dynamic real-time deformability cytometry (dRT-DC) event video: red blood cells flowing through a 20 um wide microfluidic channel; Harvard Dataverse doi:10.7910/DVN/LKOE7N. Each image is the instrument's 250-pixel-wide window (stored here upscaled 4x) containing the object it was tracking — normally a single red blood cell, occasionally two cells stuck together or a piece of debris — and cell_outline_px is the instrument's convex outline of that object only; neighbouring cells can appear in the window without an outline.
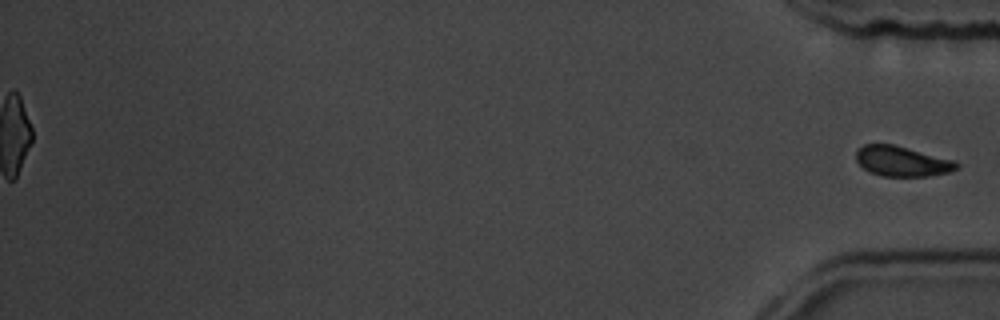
{"species": "common noctule bat (a hibernating species)", "species_latin": "Nyctalus noctula", "temperature_condition": "room temperature", "stored_images_in_passage": 54, "segment_of_instrument_passage": [2, 2], "camera_frame_rate_fps": 3000, "um_per_image_px": 0.085, "animal": {"sex": "male", "body_mass_g": 19.5, "forearm_length_mm": 54.6}, "frame": {"image": 1, "passage_image": 54, "time_ms": 17.667, "image_size_px": [1000, 320], "cell_outline_px": [[960, 168], [948, 172], [928, 176], [884, 176], [868, 172], [856, 160], [856, 152], [864, 144], [892, 144], [956, 160], [960, 164]], "centroid_in_image_um": [76.71, 13.71], "position_along_channel_um": 358.5, "area_um2": 17.69}}